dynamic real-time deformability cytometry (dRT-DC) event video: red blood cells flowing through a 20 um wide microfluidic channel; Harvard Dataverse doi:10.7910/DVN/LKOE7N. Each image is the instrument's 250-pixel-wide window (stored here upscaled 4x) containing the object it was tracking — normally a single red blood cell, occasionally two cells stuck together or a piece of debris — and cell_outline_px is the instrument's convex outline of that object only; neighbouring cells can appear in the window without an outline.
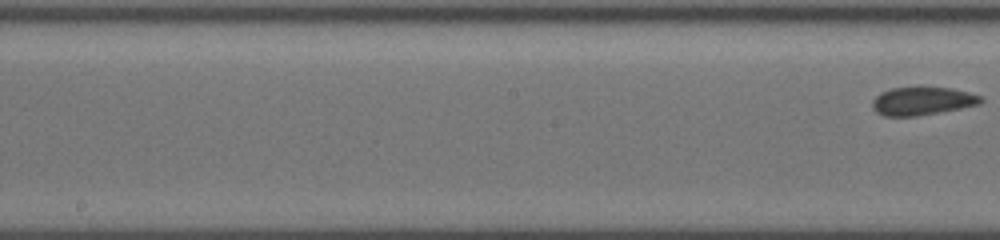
{"species": "common noctule bat (a hibernating species)", "species_latin": "Nyctalus noctula", "temperature_condition": "cold", "stored_images_in_passage": 31, "segment_of_instrument_passage": [2, 2], "camera_frame_rate_fps": 3000, "um_per_image_px": 0.085, "animal": {"sex": "female", "body_mass_g": 19.5, "forearm_length_mm": 54.1}, "frame": {"image": 1, "passage_image": 31, "time_ms": 11.0, "image_size_px": [1000, 240], "cell_outline_px": [[984, 100], [980, 104], [960, 108], [912, 116], [884, 116], [876, 112], [872, 108], [872, 100], [880, 92], [892, 88], [916, 84], [952, 88], [968, 92], [980, 96]], "centroid_in_image_um": [78.35, 8.53], "position_along_channel_um": 169.8, "area_um2": 18.32}}